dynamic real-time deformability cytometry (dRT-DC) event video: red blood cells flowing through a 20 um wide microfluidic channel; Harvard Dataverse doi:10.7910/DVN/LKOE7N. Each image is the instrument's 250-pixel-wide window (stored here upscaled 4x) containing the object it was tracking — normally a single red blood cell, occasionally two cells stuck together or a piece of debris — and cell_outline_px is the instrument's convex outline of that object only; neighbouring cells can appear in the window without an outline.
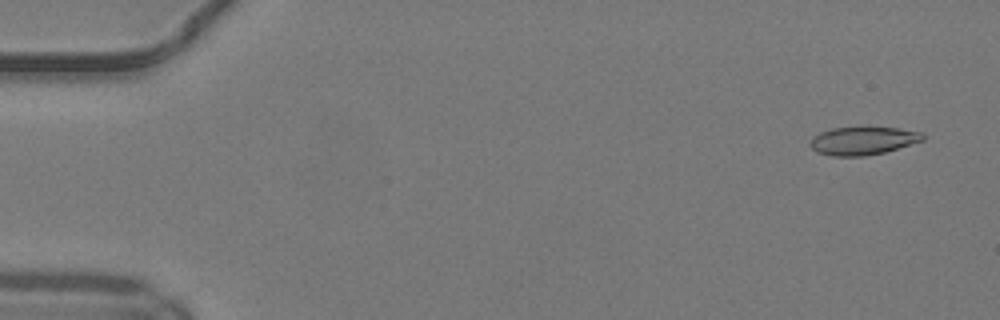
{"species": "common noctule bat (a hibernating species)", "species_latin": "Nyctalus noctula", "temperature_condition": "warm", "stored_images_in_passage": 36, "camera_frame_rate_fps": 3000, "um_per_image_px": 0.085, "animal": {"sex": "male", "body_mass_g": 19.2, "forearm_length_mm": 51.8}, "frame": {"image": 1, "passage_image": 3, "time_ms": 0.667, "image_size_px": [1000, 320], "cell_outline_px": [[924, 140], [884, 152], [864, 156], [832, 156], [816, 152], [808, 144], [812, 136], [820, 132], [832, 128], [860, 124], [896, 128], [920, 132], [924, 136]], "centroid_in_image_um": [73.28, 11.92], "position_along_channel_um": 11.7, "area_um2": 19.13}}
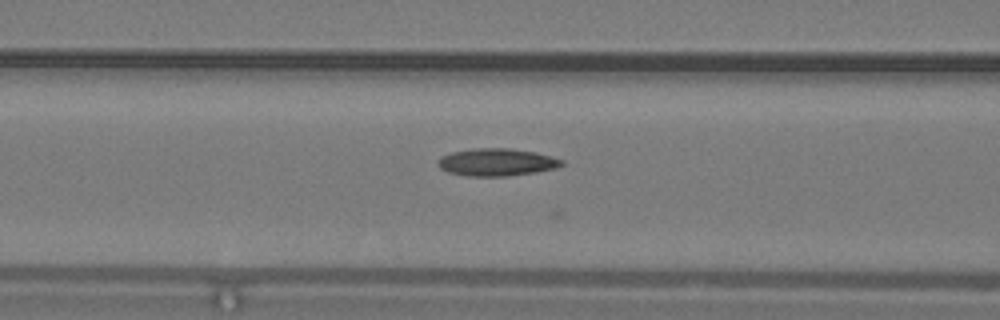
{"frame": {"image": 2, "passage_image": 21, "time_ms": 6.667, "image_size_px": [1000, 320], "cell_outline_px": [[564, 164], [556, 168], [536, 172], [508, 176], [464, 176], [448, 172], [440, 168], [436, 164], [436, 160], [440, 156], [452, 152], [476, 148], [512, 148], [536, 152], [552, 156], [564, 160]], "centroid_in_image_um": [42.21, 13.78], "position_along_channel_um": 124.4, "area_um2": 20.11}}
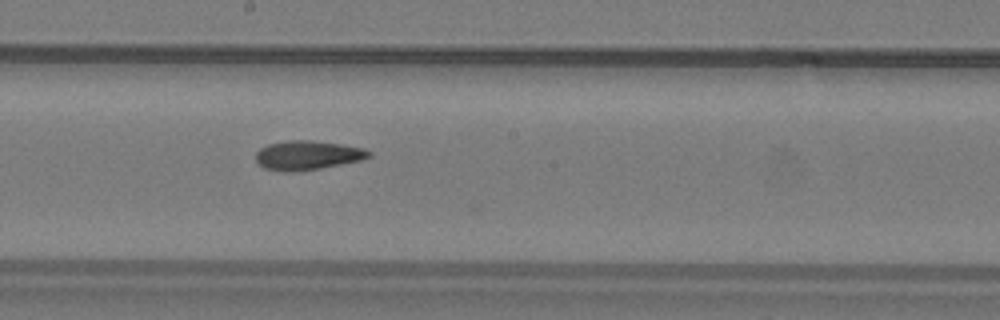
{"frame": {"image": 3, "passage_image": 28, "time_ms": 9.0, "image_size_px": [1000, 320], "cell_outline_px": [[372, 156], [360, 160], [320, 168], [292, 172], [284, 172], [264, 168], [256, 160], [256, 152], [260, 148], [268, 144], [288, 140], [312, 140], [340, 144], [364, 148], [372, 152]], "centroid_in_image_um": [26.13, 13.19], "position_along_channel_um": 222.1, "area_um2": 19.19}}